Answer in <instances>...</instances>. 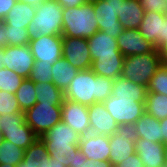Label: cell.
I'll return each mask as SVG.
<instances>
[{
	"label": "cell",
	"instance_id": "cell-4",
	"mask_svg": "<svg viewBox=\"0 0 167 167\" xmlns=\"http://www.w3.org/2000/svg\"><path fill=\"white\" fill-rule=\"evenodd\" d=\"M164 61L157 49L154 52L125 57L120 76L147 87L156 70Z\"/></svg>",
	"mask_w": 167,
	"mask_h": 167
},
{
	"label": "cell",
	"instance_id": "cell-18",
	"mask_svg": "<svg viewBox=\"0 0 167 167\" xmlns=\"http://www.w3.org/2000/svg\"><path fill=\"white\" fill-rule=\"evenodd\" d=\"M134 143L135 151L144 167H166L164 143L152 142L142 138H138Z\"/></svg>",
	"mask_w": 167,
	"mask_h": 167
},
{
	"label": "cell",
	"instance_id": "cell-28",
	"mask_svg": "<svg viewBox=\"0 0 167 167\" xmlns=\"http://www.w3.org/2000/svg\"><path fill=\"white\" fill-rule=\"evenodd\" d=\"M35 87L38 103L62 105L65 99L64 92L60 90L53 82L35 83Z\"/></svg>",
	"mask_w": 167,
	"mask_h": 167
},
{
	"label": "cell",
	"instance_id": "cell-25",
	"mask_svg": "<svg viewBox=\"0 0 167 167\" xmlns=\"http://www.w3.org/2000/svg\"><path fill=\"white\" fill-rule=\"evenodd\" d=\"M3 135L5 140L14 143L24 150L39 138L26 122L21 126L4 128Z\"/></svg>",
	"mask_w": 167,
	"mask_h": 167
},
{
	"label": "cell",
	"instance_id": "cell-42",
	"mask_svg": "<svg viewBox=\"0 0 167 167\" xmlns=\"http://www.w3.org/2000/svg\"><path fill=\"white\" fill-rule=\"evenodd\" d=\"M9 46V39L6 37V24L0 20V48Z\"/></svg>",
	"mask_w": 167,
	"mask_h": 167
},
{
	"label": "cell",
	"instance_id": "cell-1",
	"mask_svg": "<svg viewBox=\"0 0 167 167\" xmlns=\"http://www.w3.org/2000/svg\"><path fill=\"white\" fill-rule=\"evenodd\" d=\"M113 80L96 75L91 69L79 70L64 91V98L85 106L103 103L112 94Z\"/></svg>",
	"mask_w": 167,
	"mask_h": 167
},
{
	"label": "cell",
	"instance_id": "cell-43",
	"mask_svg": "<svg viewBox=\"0 0 167 167\" xmlns=\"http://www.w3.org/2000/svg\"><path fill=\"white\" fill-rule=\"evenodd\" d=\"M63 8H73L86 3V0H56Z\"/></svg>",
	"mask_w": 167,
	"mask_h": 167
},
{
	"label": "cell",
	"instance_id": "cell-34",
	"mask_svg": "<svg viewBox=\"0 0 167 167\" xmlns=\"http://www.w3.org/2000/svg\"><path fill=\"white\" fill-rule=\"evenodd\" d=\"M52 66L50 64L40 63V60H35L28 79L34 83L53 82Z\"/></svg>",
	"mask_w": 167,
	"mask_h": 167
},
{
	"label": "cell",
	"instance_id": "cell-32",
	"mask_svg": "<svg viewBox=\"0 0 167 167\" xmlns=\"http://www.w3.org/2000/svg\"><path fill=\"white\" fill-rule=\"evenodd\" d=\"M147 92L159 93L167 96V61L156 70L147 86Z\"/></svg>",
	"mask_w": 167,
	"mask_h": 167
},
{
	"label": "cell",
	"instance_id": "cell-53",
	"mask_svg": "<svg viewBox=\"0 0 167 167\" xmlns=\"http://www.w3.org/2000/svg\"><path fill=\"white\" fill-rule=\"evenodd\" d=\"M0 167H17V166L10 165V164H0Z\"/></svg>",
	"mask_w": 167,
	"mask_h": 167
},
{
	"label": "cell",
	"instance_id": "cell-50",
	"mask_svg": "<svg viewBox=\"0 0 167 167\" xmlns=\"http://www.w3.org/2000/svg\"><path fill=\"white\" fill-rule=\"evenodd\" d=\"M17 167H29L23 160L17 165Z\"/></svg>",
	"mask_w": 167,
	"mask_h": 167
},
{
	"label": "cell",
	"instance_id": "cell-45",
	"mask_svg": "<svg viewBox=\"0 0 167 167\" xmlns=\"http://www.w3.org/2000/svg\"><path fill=\"white\" fill-rule=\"evenodd\" d=\"M162 130V143H167V118L160 120Z\"/></svg>",
	"mask_w": 167,
	"mask_h": 167
},
{
	"label": "cell",
	"instance_id": "cell-24",
	"mask_svg": "<svg viewBox=\"0 0 167 167\" xmlns=\"http://www.w3.org/2000/svg\"><path fill=\"white\" fill-rule=\"evenodd\" d=\"M125 57L98 58L92 62L91 70L103 77L116 80L120 77Z\"/></svg>",
	"mask_w": 167,
	"mask_h": 167
},
{
	"label": "cell",
	"instance_id": "cell-13",
	"mask_svg": "<svg viewBox=\"0 0 167 167\" xmlns=\"http://www.w3.org/2000/svg\"><path fill=\"white\" fill-rule=\"evenodd\" d=\"M62 121L81 135L90 133L88 106L64 99L62 103Z\"/></svg>",
	"mask_w": 167,
	"mask_h": 167
},
{
	"label": "cell",
	"instance_id": "cell-8",
	"mask_svg": "<svg viewBox=\"0 0 167 167\" xmlns=\"http://www.w3.org/2000/svg\"><path fill=\"white\" fill-rule=\"evenodd\" d=\"M103 104L118 125L134 124L145 113V102L131 98L110 96Z\"/></svg>",
	"mask_w": 167,
	"mask_h": 167
},
{
	"label": "cell",
	"instance_id": "cell-38",
	"mask_svg": "<svg viewBox=\"0 0 167 167\" xmlns=\"http://www.w3.org/2000/svg\"><path fill=\"white\" fill-rule=\"evenodd\" d=\"M74 167H113L110 161L92 160L79 150L75 155Z\"/></svg>",
	"mask_w": 167,
	"mask_h": 167
},
{
	"label": "cell",
	"instance_id": "cell-44",
	"mask_svg": "<svg viewBox=\"0 0 167 167\" xmlns=\"http://www.w3.org/2000/svg\"><path fill=\"white\" fill-rule=\"evenodd\" d=\"M157 50L163 59L167 61V17L165 18L164 43Z\"/></svg>",
	"mask_w": 167,
	"mask_h": 167
},
{
	"label": "cell",
	"instance_id": "cell-37",
	"mask_svg": "<svg viewBox=\"0 0 167 167\" xmlns=\"http://www.w3.org/2000/svg\"><path fill=\"white\" fill-rule=\"evenodd\" d=\"M24 122V113L0 115V130L4 132V128L21 126Z\"/></svg>",
	"mask_w": 167,
	"mask_h": 167
},
{
	"label": "cell",
	"instance_id": "cell-27",
	"mask_svg": "<svg viewBox=\"0 0 167 167\" xmlns=\"http://www.w3.org/2000/svg\"><path fill=\"white\" fill-rule=\"evenodd\" d=\"M50 155L46 144L38 138L31 146L24 151L23 161L29 167H48Z\"/></svg>",
	"mask_w": 167,
	"mask_h": 167
},
{
	"label": "cell",
	"instance_id": "cell-10",
	"mask_svg": "<svg viewBox=\"0 0 167 167\" xmlns=\"http://www.w3.org/2000/svg\"><path fill=\"white\" fill-rule=\"evenodd\" d=\"M63 37L61 35H39L29 41L35 60L53 65L62 57Z\"/></svg>",
	"mask_w": 167,
	"mask_h": 167
},
{
	"label": "cell",
	"instance_id": "cell-2",
	"mask_svg": "<svg viewBox=\"0 0 167 167\" xmlns=\"http://www.w3.org/2000/svg\"><path fill=\"white\" fill-rule=\"evenodd\" d=\"M81 134L68 124L60 121L50 128L41 139L46 144L48 154L65 167H74L76 153L80 150Z\"/></svg>",
	"mask_w": 167,
	"mask_h": 167
},
{
	"label": "cell",
	"instance_id": "cell-33",
	"mask_svg": "<svg viewBox=\"0 0 167 167\" xmlns=\"http://www.w3.org/2000/svg\"><path fill=\"white\" fill-rule=\"evenodd\" d=\"M23 81L24 78L16 74L14 71L9 70L5 67L0 69L1 91L15 94Z\"/></svg>",
	"mask_w": 167,
	"mask_h": 167
},
{
	"label": "cell",
	"instance_id": "cell-15",
	"mask_svg": "<svg viewBox=\"0 0 167 167\" xmlns=\"http://www.w3.org/2000/svg\"><path fill=\"white\" fill-rule=\"evenodd\" d=\"M166 17V13H158L153 11L144 12L142 23L138 29L142 36L146 40H149L156 49H158L164 43Z\"/></svg>",
	"mask_w": 167,
	"mask_h": 167
},
{
	"label": "cell",
	"instance_id": "cell-5",
	"mask_svg": "<svg viewBox=\"0 0 167 167\" xmlns=\"http://www.w3.org/2000/svg\"><path fill=\"white\" fill-rule=\"evenodd\" d=\"M63 23V7L56 0H46L36 6V14L28 25L31 38L39 35H61Z\"/></svg>",
	"mask_w": 167,
	"mask_h": 167
},
{
	"label": "cell",
	"instance_id": "cell-35",
	"mask_svg": "<svg viewBox=\"0 0 167 167\" xmlns=\"http://www.w3.org/2000/svg\"><path fill=\"white\" fill-rule=\"evenodd\" d=\"M6 37L9 39V46L28 45L31 39L26 28L9 25H6Z\"/></svg>",
	"mask_w": 167,
	"mask_h": 167
},
{
	"label": "cell",
	"instance_id": "cell-23",
	"mask_svg": "<svg viewBox=\"0 0 167 167\" xmlns=\"http://www.w3.org/2000/svg\"><path fill=\"white\" fill-rule=\"evenodd\" d=\"M134 124L139 138L162 143V130L158 119L145 112Z\"/></svg>",
	"mask_w": 167,
	"mask_h": 167
},
{
	"label": "cell",
	"instance_id": "cell-9",
	"mask_svg": "<svg viewBox=\"0 0 167 167\" xmlns=\"http://www.w3.org/2000/svg\"><path fill=\"white\" fill-rule=\"evenodd\" d=\"M122 2L123 0H101L93 3L99 31L116 39L123 31L118 18Z\"/></svg>",
	"mask_w": 167,
	"mask_h": 167
},
{
	"label": "cell",
	"instance_id": "cell-6",
	"mask_svg": "<svg viewBox=\"0 0 167 167\" xmlns=\"http://www.w3.org/2000/svg\"><path fill=\"white\" fill-rule=\"evenodd\" d=\"M25 122L41 138L50 128L62 121V105L36 103L24 112Z\"/></svg>",
	"mask_w": 167,
	"mask_h": 167
},
{
	"label": "cell",
	"instance_id": "cell-20",
	"mask_svg": "<svg viewBox=\"0 0 167 167\" xmlns=\"http://www.w3.org/2000/svg\"><path fill=\"white\" fill-rule=\"evenodd\" d=\"M143 16L144 9L139 0H123L118 12L123 29H139Z\"/></svg>",
	"mask_w": 167,
	"mask_h": 167
},
{
	"label": "cell",
	"instance_id": "cell-29",
	"mask_svg": "<svg viewBox=\"0 0 167 167\" xmlns=\"http://www.w3.org/2000/svg\"><path fill=\"white\" fill-rule=\"evenodd\" d=\"M145 112L159 121L167 118V96L159 93L147 92Z\"/></svg>",
	"mask_w": 167,
	"mask_h": 167
},
{
	"label": "cell",
	"instance_id": "cell-19",
	"mask_svg": "<svg viewBox=\"0 0 167 167\" xmlns=\"http://www.w3.org/2000/svg\"><path fill=\"white\" fill-rule=\"evenodd\" d=\"M87 40L92 62L98 58L124 57L119 51L117 39L102 31L96 32Z\"/></svg>",
	"mask_w": 167,
	"mask_h": 167
},
{
	"label": "cell",
	"instance_id": "cell-39",
	"mask_svg": "<svg viewBox=\"0 0 167 167\" xmlns=\"http://www.w3.org/2000/svg\"><path fill=\"white\" fill-rule=\"evenodd\" d=\"M144 12L153 11L167 14V3L165 0H139Z\"/></svg>",
	"mask_w": 167,
	"mask_h": 167
},
{
	"label": "cell",
	"instance_id": "cell-11",
	"mask_svg": "<svg viewBox=\"0 0 167 167\" xmlns=\"http://www.w3.org/2000/svg\"><path fill=\"white\" fill-rule=\"evenodd\" d=\"M35 59L28 45L7 46L4 48L3 65L24 79H28Z\"/></svg>",
	"mask_w": 167,
	"mask_h": 167
},
{
	"label": "cell",
	"instance_id": "cell-41",
	"mask_svg": "<svg viewBox=\"0 0 167 167\" xmlns=\"http://www.w3.org/2000/svg\"><path fill=\"white\" fill-rule=\"evenodd\" d=\"M17 0H0V20H4L8 12L16 5Z\"/></svg>",
	"mask_w": 167,
	"mask_h": 167
},
{
	"label": "cell",
	"instance_id": "cell-47",
	"mask_svg": "<svg viewBox=\"0 0 167 167\" xmlns=\"http://www.w3.org/2000/svg\"><path fill=\"white\" fill-rule=\"evenodd\" d=\"M48 167H65V165L55 161V158L50 157L48 161Z\"/></svg>",
	"mask_w": 167,
	"mask_h": 167
},
{
	"label": "cell",
	"instance_id": "cell-12",
	"mask_svg": "<svg viewBox=\"0 0 167 167\" xmlns=\"http://www.w3.org/2000/svg\"><path fill=\"white\" fill-rule=\"evenodd\" d=\"M62 57L78 70L91 69V54L85 38L63 37Z\"/></svg>",
	"mask_w": 167,
	"mask_h": 167
},
{
	"label": "cell",
	"instance_id": "cell-17",
	"mask_svg": "<svg viewBox=\"0 0 167 167\" xmlns=\"http://www.w3.org/2000/svg\"><path fill=\"white\" fill-rule=\"evenodd\" d=\"M88 113L90 133L110 136L116 131L118 124L103 103H93L88 106Z\"/></svg>",
	"mask_w": 167,
	"mask_h": 167
},
{
	"label": "cell",
	"instance_id": "cell-14",
	"mask_svg": "<svg viewBox=\"0 0 167 167\" xmlns=\"http://www.w3.org/2000/svg\"><path fill=\"white\" fill-rule=\"evenodd\" d=\"M119 51L124 57L154 52L155 46L138 29H123L117 38Z\"/></svg>",
	"mask_w": 167,
	"mask_h": 167
},
{
	"label": "cell",
	"instance_id": "cell-21",
	"mask_svg": "<svg viewBox=\"0 0 167 167\" xmlns=\"http://www.w3.org/2000/svg\"><path fill=\"white\" fill-rule=\"evenodd\" d=\"M111 96L135 99V102H145L147 87L131 82L120 76L118 79L113 80Z\"/></svg>",
	"mask_w": 167,
	"mask_h": 167
},
{
	"label": "cell",
	"instance_id": "cell-46",
	"mask_svg": "<svg viewBox=\"0 0 167 167\" xmlns=\"http://www.w3.org/2000/svg\"><path fill=\"white\" fill-rule=\"evenodd\" d=\"M17 1H20V2H23V3H26V4H30V5H33V6H39L42 3H44L46 0H17Z\"/></svg>",
	"mask_w": 167,
	"mask_h": 167
},
{
	"label": "cell",
	"instance_id": "cell-48",
	"mask_svg": "<svg viewBox=\"0 0 167 167\" xmlns=\"http://www.w3.org/2000/svg\"><path fill=\"white\" fill-rule=\"evenodd\" d=\"M3 56H4V48H0V69L4 68V65H3Z\"/></svg>",
	"mask_w": 167,
	"mask_h": 167
},
{
	"label": "cell",
	"instance_id": "cell-49",
	"mask_svg": "<svg viewBox=\"0 0 167 167\" xmlns=\"http://www.w3.org/2000/svg\"><path fill=\"white\" fill-rule=\"evenodd\" d=\"M165 149H164V155H165V162H166V167H167V143H164Z\"/></svg>",
	"mask_w": 167,
	"mask_h": 167
},
{
	"label": "cell",
	"instance_id": "cell-40",
	"mask_svg": "<svg viewBox=\"0 0 167 167\" xmlns=\"http://www.w3.org/2000/svg\"><path fill=\"white\" fill-rule=\"evenodd\" d=\"M114 167H144L139 155L134 153Z\"/></svg>",
	"mask_w": 167,
	"mask_h": 167
},
{
	"label": "cell",
	"instance_id": "cell-26",
	"mask_svg": "<svg viewBox=\"0 0 167 167\" xmlns=\"http://www.w3.org/2000/svg\"><path fill=\"white\" fill-rule=\"evenodd\" d=\"M52 68L53 83L63 92L79 71L77 68L69 64L64 57L57 60Z\"/></svg>",
	"mask_w": 167,
	"mask_h": 167
},
{
	"label": "cell",
	"instance_id": "cell-30",
	"mask_svg": "<svg viewBox=\"0 0 167 167\" xmlns=\"http://www.w3.org/2000/svg\"><path fill=\"white\" fill-rule=\"evenodd\" d=\"M35 88V83L33 81L24 79L18 90L15 92V97L23 113L37 103Z\"/></svg>",
	"mask_w": 167,
	"mask_h": 167
},
{
	"label": "cell",
	"instance_id": "cell-36",
	"mask_svg": "<svg viewBox=\"0 0 167 167\" xmlns=\"http://www.w3.org/2000/svg\"><path fill=\"white\" fill-rule=\"evenodd\" d=\"M23 113L15 94L0 90V115Z\"/></svg>",
	"mask_w": 167,
	"mask_h": 167
},
{
	"label": "cell",
	"instance_id": "cell-7",
	"mask_svg": "<svg viewBox=\"0 0 167 167\" xmlns=\"http://www.w3.org/2000/svg\"><path fill=\"white\" fill-rule=\"evenodd\" d=\"M138 138L135 124L118 125L116 131L109 136V161L113 167L136 153L134 142Z\"/></svg>",
	"mask_w": 167,
	"mask_h": 167
},
{
	"label": "cell",
	"instance_id": "cell-52",
	"mask_svg": "<svg viewBox=\"0 0 167 167\" xmlns=\"http://www.w3.org/2000/svg\"><path fill=\"white\" fill-rule=\"evenodd\" d=\"M101 0H86V3H90V4H93V3H96V2H99Z\"/></svg>",
	"mask_w": 167,
	"mask_h": 167
},
{
	"label": "cell",
	"instance_id": "cell-31",
	"mask_svg": "<svg viewBox=\"0 0 167 167\" xmlns=\"http://www.w3.org/2000/svg\"><path fill=\"white\" fill-rule=\"evenodd\" d=\"M24 151L14 143L4 140L0 145V164L17 166L23 160Z\"/></svg>",
	"mask_w": 167,
	"mask_h": 167
},
{
	"label": "cell",
	"instance_id": "cell-16",
	"mask_svg": "<svg viewBox=\"0 0 167 167\" xmlns=\"http://www.w3.org/2000/svg\"><path fill=\"white\" fill-rule=\"evenodd\" d=\"M79 148L88 159L109 161V136L87 133L81 136Z\"/></svg>",
	"mask_w": 167,
	"mask_h": 167
},
{
	"label": "cell",
	"instance_id": "cell-51",
	"mask_svg": "<svg viewBox=\"0 0 167 167\" xmlns=\"http://www.w3.org/2000/svg\"><path fill=\"white\" fill-rule=\"evenodd\" d=\"M4 135L3 132L0 130V145L2 144V142L4 141Z\"/></svg>",
	"mask_w": 167,
	"mask_h": 167
},
{
	"label": "cell",
	"instance_id": "cell-3",
	"mask_svg": "<svg viewBox=\"0 0 167 167\" xmlns=\"http://www.w3.org/2000/svg\"><path fill=\"white\" fill-rule=\"evenodd\" d=\"M93 4L63 8L62 37L85 38L99 31Z\"/></svg>",
	"mask_w": 167,
	"mask_h": 167
},
{
	"label": "cell",
	"instance_id": "cell-22",
	"mask_svg": "<svg viewBox=\"0 0 167 167\" xmlns=\"http://www.w3.org/2000/svg\"><path fill=\"white\" fill-rule=\"evenodd\" d=\"M36 14V6L18 1L4 18L6 25L26 28Z\"/></svg>",
	"mask_w": 167,
	"mask_h": 167
}]
</instances>
